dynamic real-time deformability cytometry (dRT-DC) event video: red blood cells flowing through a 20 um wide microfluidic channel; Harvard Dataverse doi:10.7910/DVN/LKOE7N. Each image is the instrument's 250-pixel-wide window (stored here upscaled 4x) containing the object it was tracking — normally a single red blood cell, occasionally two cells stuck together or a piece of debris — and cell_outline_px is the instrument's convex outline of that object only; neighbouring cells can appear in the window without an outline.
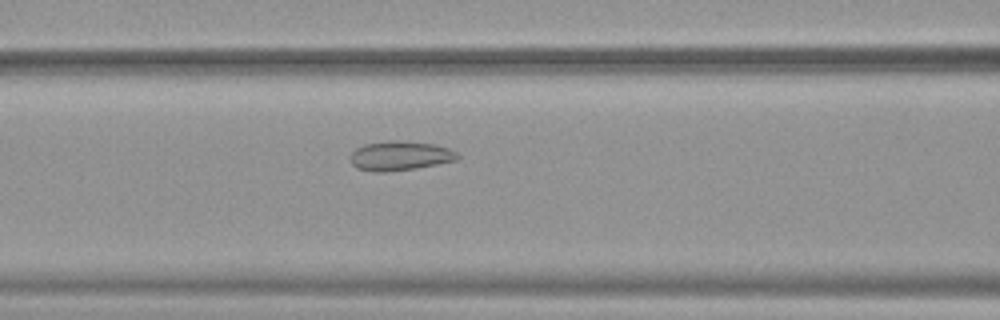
{"species": "common noctule bat (a hibernating species)", "species_latin": "Nyctalus noctula", "temperature_condition": "warm", "stored_images_in_passage": 37, "camera_frame_rate_fps": 3000, "um_per_image_px": 0.085, "animal": {"sex": "female", "body_mass_g": 19.9}, "frame": {"image": 1, "passage_image": 7, "time_ms": 2.0, "image_size_px": [1000, 320], "cell_outline_px": [[460, 156], [456, 160], [416, 168], [384, 172], [372, 172], [356, 168], [352, 164], [348, 156], [356, 148], [364, 144], [388, 140], [404, 140], [436, 144], [448, 148], [456, 152]], "centroid_in_image_um": [33.96, 13.23], "position_along_channel_um": 132.6, "area_um2": 18.61}}
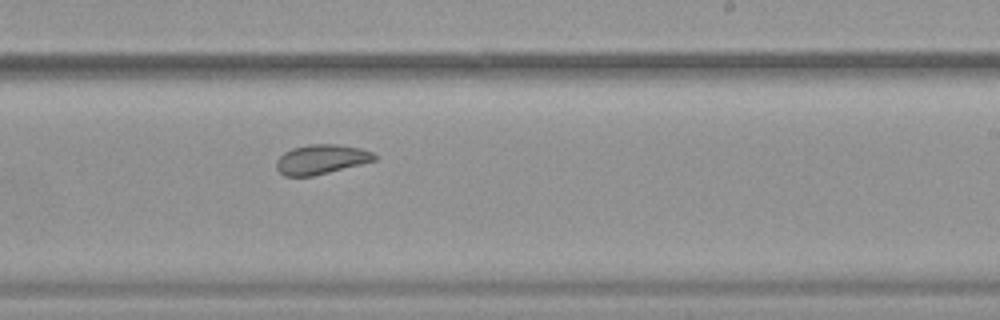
{"frame": {"image": 2, "passage_image": 17, "time_ms": 5.333, "image_size_px": [1000, 320], "cell_outline_px": [[376, 160], [312, 176], [284, 176], [276, 168], [276, 160], [284, 152], [292, 148], [308, 144], [336, 144], [360, 148], [372, 152], [376, 156]], "centroid_in_image_um": [27.27, 13.53], "position_along_channel_um": 261.7, "area_um2": 16.76}}
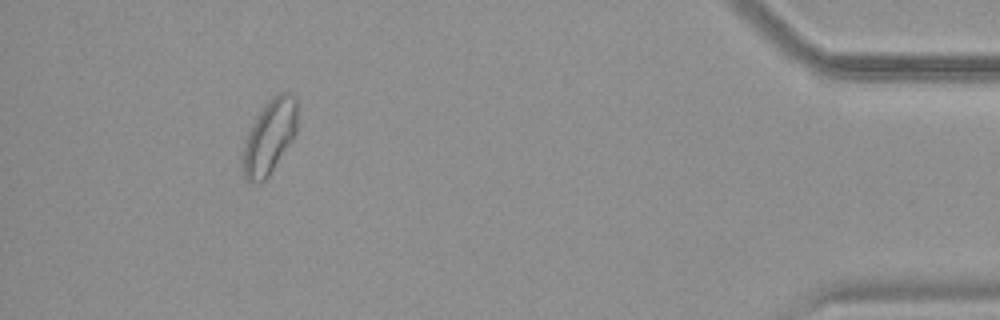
{"frame": {"image": 3, "passage_image": 33, "time_ms": 10.667, "image_size_px": [1000, 320], "cell_outline_px": [[296, 132], [292, 140], [268, 176], [260, 184], [248, 180], [244, 176], [244, 148], [248, 132], [260, 108], [264, 104], [280, 92], [288, 92], [296, 96]], "centroid_in_image_um": [22.92, 11.59], "position_along_channel_um": 412.3, "area_um2": 23.06}, "authors_computed_cell_mechanics": {"area_um2": 18.1492, "velocity_mm_per_s": 3.8878, "shape_relaxation_time_tau1_ms": null, "shape_relaxation_time_tau2_ms": 1.6644, "deformation_change_tau1": null, "deformation_change_tau2": 0.0809}}